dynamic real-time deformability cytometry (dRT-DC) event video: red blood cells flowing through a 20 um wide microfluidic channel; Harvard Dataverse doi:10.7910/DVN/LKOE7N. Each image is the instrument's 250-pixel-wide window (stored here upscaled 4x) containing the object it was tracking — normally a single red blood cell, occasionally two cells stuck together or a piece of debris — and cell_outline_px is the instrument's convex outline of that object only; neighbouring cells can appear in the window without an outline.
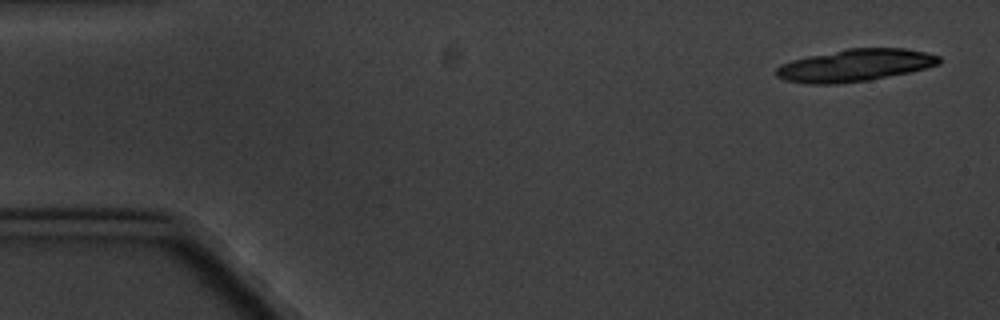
{"species": "common noctule bat (a hibernating species)", "species_latin": "Nyctalus noctula", "temperature_condition": "cold", "stored_images_in_passage": 16, "camera_frame_rate_fps": 3000, "um_per_image_px": 0.085, "animal": {"sex": "male", "body_mass_g": 20.1, "forearm_length_mm": 53.5}, "frame": {"image": 1, "passage_image": 1, "time_ms": 0.0, "image_size_px": [1000, 320], "cell_outline_px": [[940, 64], [908, 72], [868, 80], [836, 84], [804, 84], [784, 80], [776, 76], [776, 68], [780, 64], [792, 60], [808, 56], [848, 48], [904, 48], [924, 52], [940, 56]], "centroid_in_image_um": [72.63, 5.55], "position_along_channel_um": 12.4, "area_um2": 30.52}}
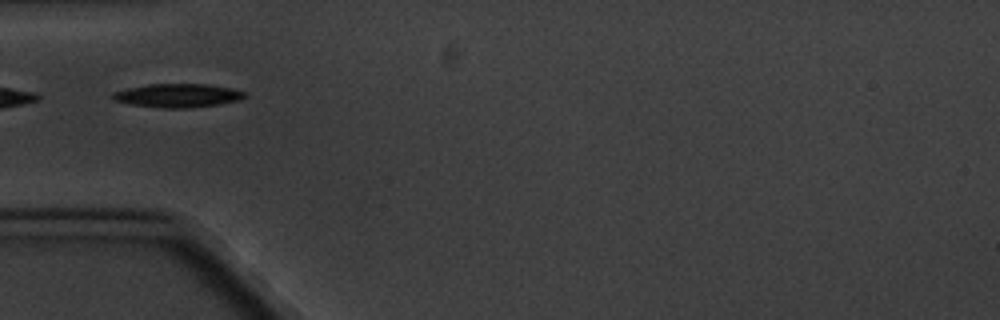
{"frame": {"image": 2, "passage_image": 5, "time_ms": 5.333, "image_size_px": [1000, 320], "cell_outline_px": [[248, 96], [240, 100], [220, 104], [184, 108], [160, 108], [128, 104], [112, 100], [108, 96], [112, 92], [128, 88], [148, 84], [208, 84], [232, 88], [244, 92]], "centroid_in_image_um": [15.06, 8.12], "position_along_channel_um": 69.9, "area_um2": 18.44}, "authors_computed_cell_mechanics": {"area_um2": 17.6001, "velocity_mm_per_s": 3.2894, "shape_relaxation_time_tau1_ms": 2.0493, "shape_relaxation_time_tau2_ms": 5.2924, "deformation_change_tau1": 0.0921, "deformation_change_tau2": 0.1091}}